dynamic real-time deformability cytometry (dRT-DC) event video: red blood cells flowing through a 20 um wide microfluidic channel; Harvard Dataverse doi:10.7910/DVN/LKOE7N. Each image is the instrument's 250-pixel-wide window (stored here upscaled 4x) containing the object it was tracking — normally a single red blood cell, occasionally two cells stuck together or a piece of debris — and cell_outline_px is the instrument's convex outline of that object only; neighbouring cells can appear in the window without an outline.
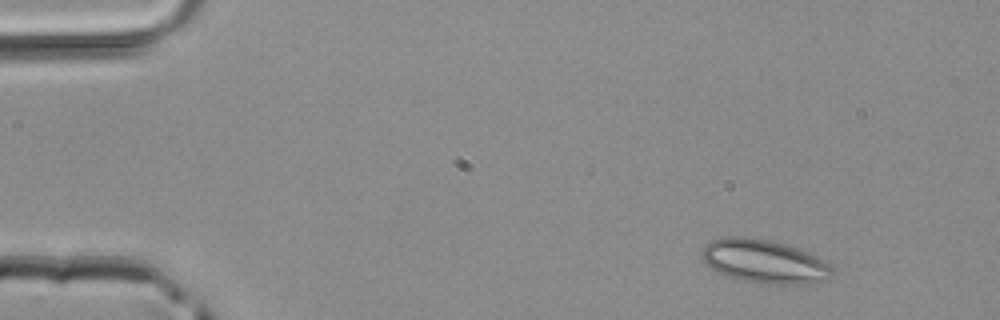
{"species": "common noctule bat (a hibernating species)", "species_latin": "Nyctalus noctula", "temperature_condition": "room temperature", "stored_images_in_passage": 4, "segment_of_instrument_passage": [1, 2], "camera_frame_rate_fps": 3000, "um_per_image_px": 0.085, "animal": {"sex": "male", "body_mass_g": 20.4}, "frame": {"image": 1, "passage_image": 1, "time_ms": 0.0, "image_size_px": [1000, 320], "cell_outline_px": [[836, 268], [828, 280], [812, 284], [760, 284], [728, 276], [712, 268], [700, 256], [704, 244], [712, 240], [724, 236], [744, 236], [768, 240], [784, 244], [808, 252], [828, 260]], "centroid_in_image_um": [65.04, 22.22], "position_along_channel_um": 20.0, "area_um2": 33.58}}